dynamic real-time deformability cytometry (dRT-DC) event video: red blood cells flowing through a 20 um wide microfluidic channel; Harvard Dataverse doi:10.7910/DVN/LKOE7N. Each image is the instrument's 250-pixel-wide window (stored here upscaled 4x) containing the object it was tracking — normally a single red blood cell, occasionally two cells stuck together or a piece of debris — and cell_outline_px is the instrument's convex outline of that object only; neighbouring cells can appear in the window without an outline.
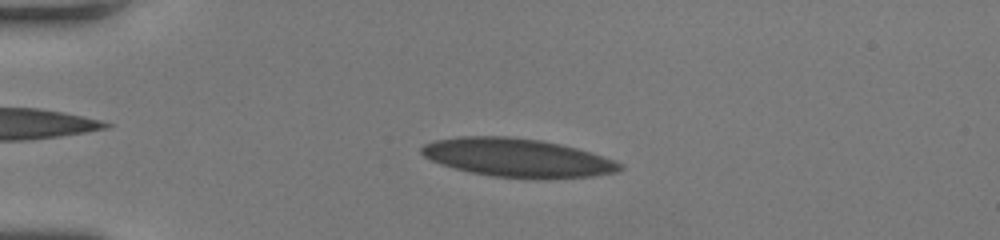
{"species": "human", "species_latin": "Homo sapiens", "temperature_condition": "room temperature", "stored_images_in_passage": 50, "camera_frame_rate_fps": 3000, "um_per_image_px": 0.085, "donor": {"sex": "female"}, "frame": {"image": 1, "passage_image": 12, "time_ms": 3.667, "image_size_px": [1000, 240], "cell_outline_px": [[624, 168], [616, 172], [592, 176], [536, 180], [532, 180], [492, 176], [472, 172], [440, 164], [424, 156], [420, 152], [420, 148], [424, 144], [436, 140], [460, 136], [508, 136], [540, 140], [560, 144], [576, 148], [624, 164]], "centroid_in_image_um": [43.97, 13.42], "position_along_channel_um": 41.0, "area_um2": 44.56}}
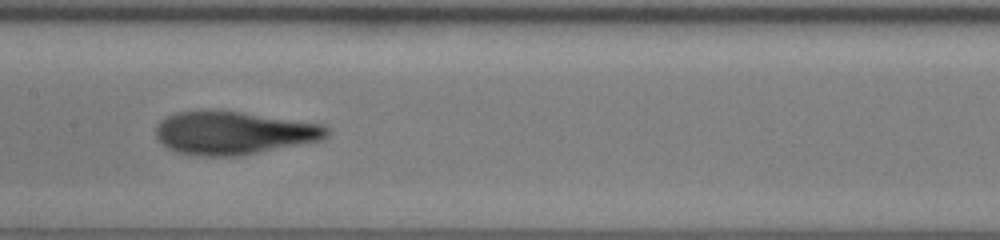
{"frame": {"image": 2, "passage_image": 26, "time_ms": 8.333, "image_size_px": [1000, 240], "cell_outline_px": [[328, 136], [320, 140], [240, 156], [196, 156], [176, 152], [168, 148], [156, 136], [156, 124], [160, 120], [176, 112], [200, 108], [240, 112], [324, 124], [328, 128]], "centroid_in_image_um": [19.81, 11.28], "position_along_channel_um": 187.6, "area_um2": 43.29}}
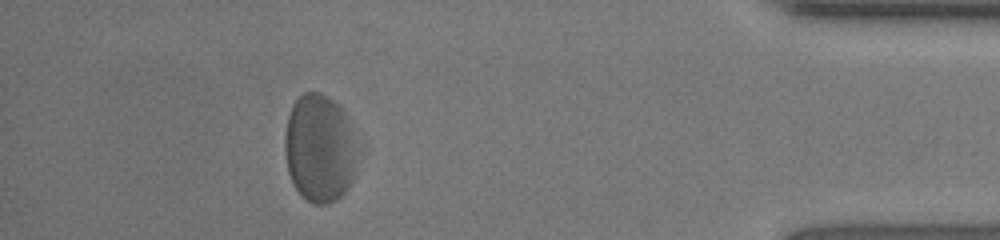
{"frame": {"image": 3, "passage_image": 45, "time_ms": 14.667, "image_size_px": [1000, 240], "cell_outline_px": [[356, 148], [352, 180], [348, 188], [336, 200], [328, 204], [312, 204], [292, 184], [288, 172], [284, 152], [284, 136], [288, 116], [292, 104], [304, 92], [320, 92], [328, 96], [344, 112], [356, 144]], "centroid_in_image_um": [27.12, 12.61], "position_along_channel_um": 408.1, "area_um2": 45.49}, "authors_computed_cell_mechanics": {"area_um2": 44.8528, "velocity_mm_per_s": 4.1705, "shape_relaxation_time_tau1_ms": 3.1741, "shape_relaxation_time_tau2_ms": 1.5847, "deformation_change_tau1": 0.1287, "deformation_change_tau2": 0.0971}}